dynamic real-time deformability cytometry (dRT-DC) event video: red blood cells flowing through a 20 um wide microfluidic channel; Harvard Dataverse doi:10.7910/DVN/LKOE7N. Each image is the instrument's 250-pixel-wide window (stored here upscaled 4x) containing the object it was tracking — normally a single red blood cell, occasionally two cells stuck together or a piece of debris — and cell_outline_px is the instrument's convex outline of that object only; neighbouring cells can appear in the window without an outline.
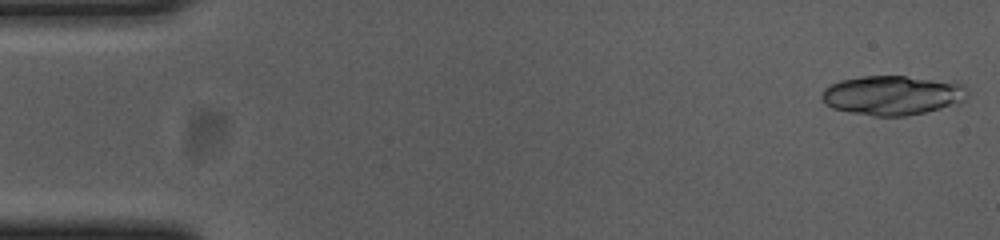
{"species": "common noctule bat (a hibernating species)", "species_latin": "Nyctalus noctula", "temperature_condition": "cold", "stored_images_in_passage": 39, "camera_frame_rate_fps": 3000, "um_per_image_px": 0.085, "animal": {"sex": "female", "body_mass_g": 23.0, "forearm_length_mm": 53.4}, "frame": {"image": 1, "passage_image": 1, "time_ms": 0.0, "image_size_px": [1000, 240], "cell_outline_px": [[968, 96], [964, 100], [940, 108], [924, 112], [904, 116], [872, 116], [848, 112], [832, 108], [820, 96], [824, 88], [840, 80], [864, 76], [904, 76], [960, 84], [968, 92]], "centroid_in_image_um": [75.79, 8.11], "position_along_channel_um": 9.2, "area_um2": 32.89}}